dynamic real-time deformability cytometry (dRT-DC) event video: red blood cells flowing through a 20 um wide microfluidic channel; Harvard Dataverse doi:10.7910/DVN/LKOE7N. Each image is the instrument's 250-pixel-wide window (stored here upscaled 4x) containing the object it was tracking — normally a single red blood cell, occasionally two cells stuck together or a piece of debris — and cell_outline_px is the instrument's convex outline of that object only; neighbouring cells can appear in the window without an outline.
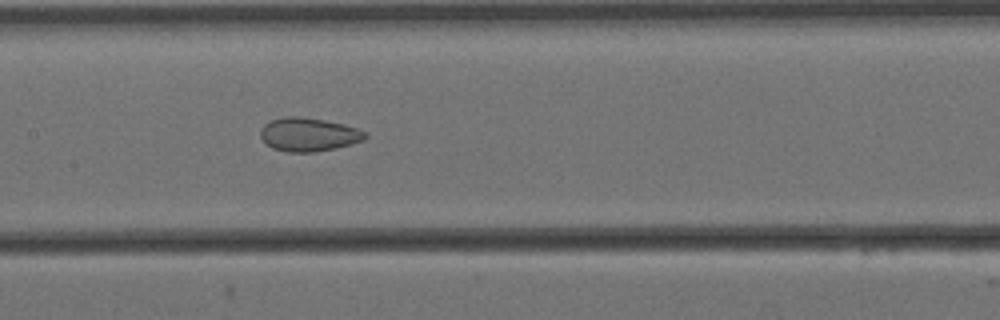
{"species": "Egyptian fruit bat (a non-hibernating species)", "species_latin": "Rousettus aegyptiacus", "temperature_condition": "cold", "stored_images_in_passage": 6, "camera_frame_rate_fps": 3000, "um_per_image_px": 0.085, "animal": {"sex": "female"}, "frame": {"image": 1, "passage_image": 5, "time_ms": 1.333, "image_size_px": [1000, 320], "cell_outline_px": [[368, 136], [364, 140], [352, 144], [336, 148], [312, 152], [288, 152], [272, 148], [260, 136], [260, 128], [264, 124], [272, 120], [284, 116], [300, 116], [324, 120], [344, 124], [368, 132]], "centroid_in_image_um": [26.25, 11.43], "position_along_channel_um": 181.1, "area_um2": 20.58}}